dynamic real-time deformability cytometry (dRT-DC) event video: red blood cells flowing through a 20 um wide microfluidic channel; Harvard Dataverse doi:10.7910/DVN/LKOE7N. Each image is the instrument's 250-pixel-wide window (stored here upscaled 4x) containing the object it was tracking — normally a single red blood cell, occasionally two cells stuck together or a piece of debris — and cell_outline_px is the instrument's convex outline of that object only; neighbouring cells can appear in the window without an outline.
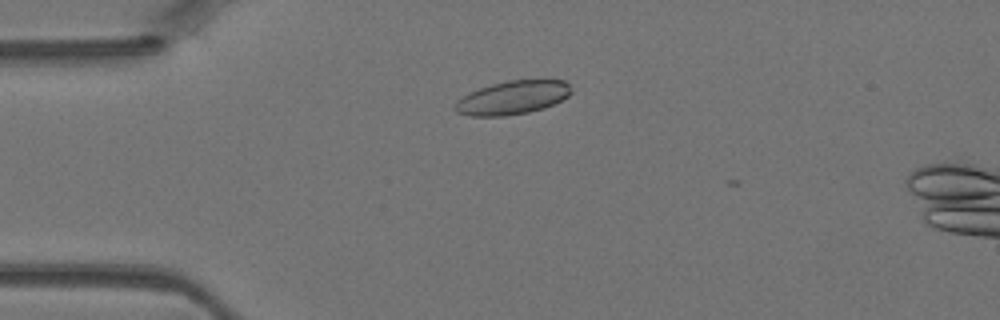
{"species": "Egyptian fruit bat (a non-hibernating species)", "species_latin": "Rousettus aegyptiacus", "temperature_condition": "warm", "stored_images_in_passage": 12, "camera_frame_rate_fps": 3000, "um_per_image_px": 0.085, "animal": {"sex": "female"}, "frame": {"image": 1, "passage_image": 11, "time_ms": 3.333, "image_size_px": [1000, 320], "cell_outline_px": [[572, 92], [568, 96], [544, 108], [528, 112], [504, 116], [472, 116], [456, 112], [456, 100], [468, 92], [492, 84], [508, 80], [564, 80], [572, 88]], "centroid_in_image_um": [43.56, 8.29], "position_along_channel_um": 41.4, "area_um2": 22.6}}